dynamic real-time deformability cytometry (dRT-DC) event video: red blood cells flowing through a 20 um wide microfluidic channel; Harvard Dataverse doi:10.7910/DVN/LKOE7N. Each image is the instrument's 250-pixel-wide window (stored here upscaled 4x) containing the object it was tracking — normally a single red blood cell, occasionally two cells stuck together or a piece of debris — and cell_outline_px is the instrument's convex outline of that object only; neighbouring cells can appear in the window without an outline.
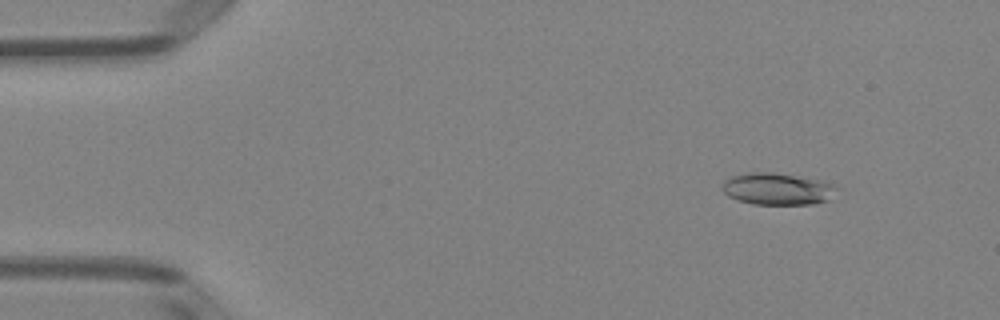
{"species": "Egyptian fruit bat (a non-hibernating species)", "species_latin": "Rousettus aegyptiacus", "temperature_condition": "room temperature", "stored_images_in_passage": 50, "camera_frame_rate_fps": 3000, "um_per_image_px": 0.085, "animal": {"sex": "female"}, "frame": {"image": 1, "passage_image": 5, "time_ms": 1.333, "image_size_px": [1000, 320], "cell_outline_px": [[836, 188], [828, 200], [812, 204], [752, 204], [728, 196], [720, 188], [720, 184], [724, 180], [732, 176], [748, 172], [772, 172], [820, 180], [832, 184]], "centroid_in_image_um": [66.0, 16.05], "position_along_channel_um": 19.0, "area_um2": 21.1}}
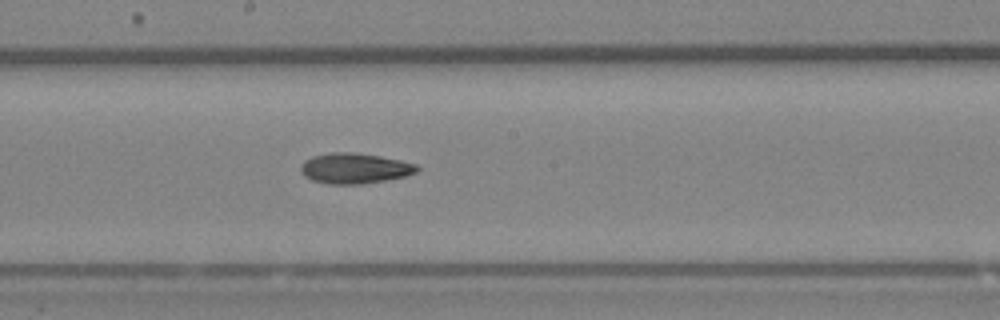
{"frame": {"image": 2, "passage_image": 27, "time_ms": 8.667, "image_size_px": [1000, 320], "cell_outline_px": [[420, 168], [416, 172], [408, 176], [360, 184], [328, 184], [312, 180], [304, 176], [300, 172], [300, 164], [304, 160], [312, 156], [328, 152], [352, 152], [380, 156], [400, 160], [416, 164]], "centroid_in_image_um": [30.11, 14.3], "position_along_channel_um": 218.1, "area_um2": 20.81}}
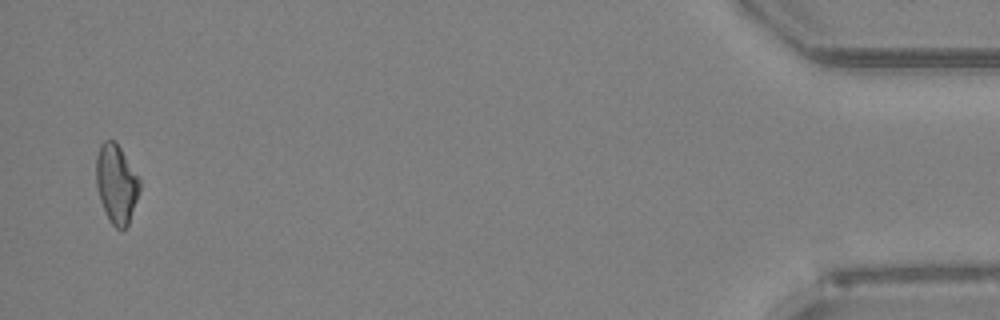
{"frame": {"image": 3, "passage_image": 49, "time_ms": 16.0, "image_size_px": [1000, 320], "cell_outline_px": [[140, 188], [128, 224], [124, 228], [116, 228], [112, 224], [100, 200], [96, 184], [96, 156], [100, 144], [104, 140], [112, 140], [120, 148], [140, 180]], "centroid_in_image_um": [9.87, 15.6], "position_along_channel_um": 425.3, "area_um2": 19.48}, "authors_computed_cell_mechanics": {"area_um2": 20.2589, "velocity_mm_per_s": 3.9897, "shape_relaxation_time_tau1_ms": 5.4689, "shape_relaxation_time_tau2_ms": 6.2468, "deformation_change_tau1": 0.1647, "deformation_change_tau2": 0.1426}}